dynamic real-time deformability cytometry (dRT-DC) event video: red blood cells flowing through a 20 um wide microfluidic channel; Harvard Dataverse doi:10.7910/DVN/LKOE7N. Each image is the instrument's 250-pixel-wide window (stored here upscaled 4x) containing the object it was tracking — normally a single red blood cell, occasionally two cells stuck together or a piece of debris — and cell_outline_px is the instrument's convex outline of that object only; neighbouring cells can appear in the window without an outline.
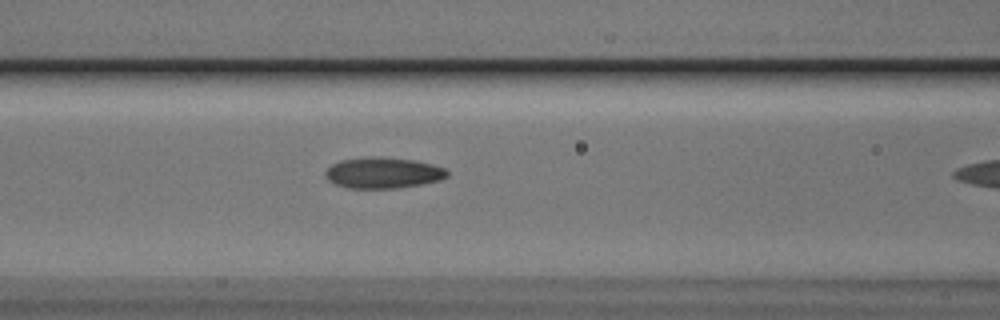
{"species": "Egyptian fruit bat (a non-hibernating species)", "species_latin": "Rousettus aegyptiacus", "temperature_condition": "cold", "stored_images_in_passage": 7, "camera_frame_rate_fps": 3000, "um_per_image_px": 0.085, "animal": {"sex": "male"}, "frame": {"image": 1, "passage_image": 6, "time_ms": 1.667, "image_size_px": [1000, 320], "cell_outline_px": [[448, 176], [440, 180], [420, 184], [396, 188], [348, 188], [336, 184], [328, 180], [324, 172], [332, 164], [340, 160], [368, 156], [384, 156], [412, 160], [432, 164], [444, 168], [448, 172]], "centroid_in_image_um": [32.54, 14.68], "position_along_channel_um": 134.1, "area_um2": 22.02}}